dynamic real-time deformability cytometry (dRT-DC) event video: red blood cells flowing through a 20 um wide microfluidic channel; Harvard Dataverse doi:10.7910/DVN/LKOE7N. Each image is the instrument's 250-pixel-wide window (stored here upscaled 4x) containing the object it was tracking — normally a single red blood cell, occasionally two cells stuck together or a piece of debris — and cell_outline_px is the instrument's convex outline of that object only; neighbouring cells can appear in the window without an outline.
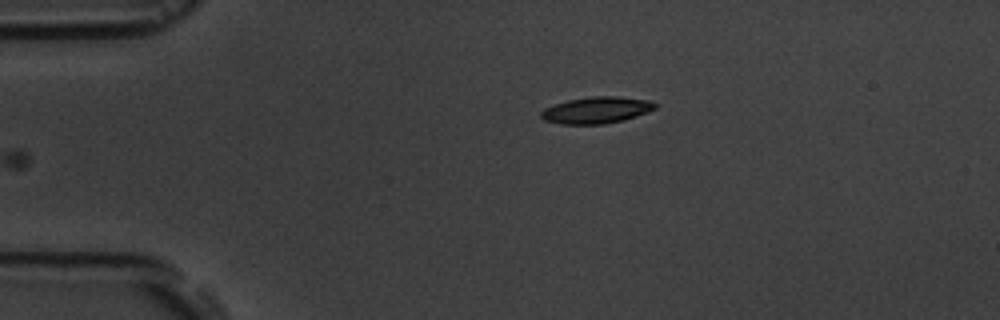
{"species": "common noctule bat (a hibernating species)", "species_latin": "Nyctalus noctula", "temperature_condition": "room temperature", "stored_images_in_passage": 5, "camera_frame_rate_fps": 3000, "um_per_image_px": 0.085, "animal": {"sex": "male", "body_mass_g": 19.5, "forearm_length_mm": 54.6}, "frame": {"image": 1, "passage_image": 5, "time_ms": 4.667, "image_size_px": [1000, 320], "cell_outline_px": [[660, 104], [656, 108], [636, 116], [624, 120], [604, 124], [560, 124], [544, 120], [540, 116], [540, 112], [544, 108], [568, 100], [592, 96], [616, 96], [652, 100]], "centroid_in_image_um": [50.73, 9.35], "position_along_channel_um": 34.3, "area_um2": 17.8}}